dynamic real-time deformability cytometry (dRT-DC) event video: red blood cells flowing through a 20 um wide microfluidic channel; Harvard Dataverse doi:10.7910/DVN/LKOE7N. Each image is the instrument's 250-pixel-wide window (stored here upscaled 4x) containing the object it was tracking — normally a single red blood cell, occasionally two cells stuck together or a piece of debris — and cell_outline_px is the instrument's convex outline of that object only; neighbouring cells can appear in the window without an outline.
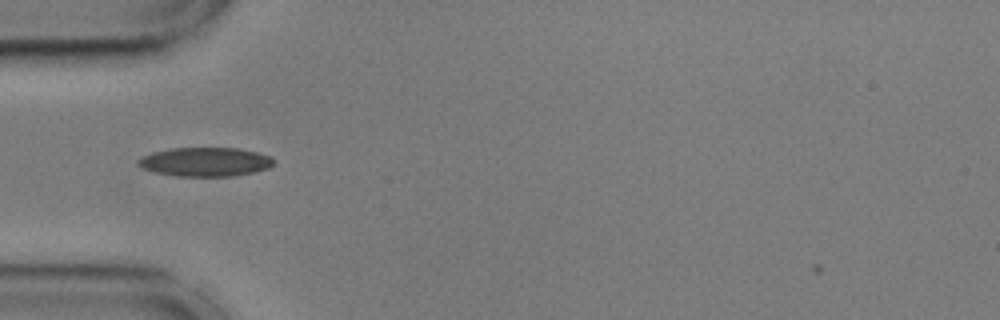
{"species": "common noctule bat (a hibernating species)", "species_latin": "Nyctalus noctula", "temperature_condition": "cold", "stored_images_in_passage": 41, "camera_frame_rate_fps": 3000, "um_per_image_px": 0.085, "animal": {"sex": "male", "body_mass_g": 17.9, "forearm_length_mm": 54.2}, "frame": {"image": 1, "passage_image": 3, "time_ms": 0.667, "image_size_px": [1000, 320], "cell_outline_px": [[272, 164], [268, 168], [252, 172], [232, 176], [176, 176], [156, 172], [144, 168], [136, 164], [136, 160], [140, 156], [152, 152], [172, 148], [240, 148], [272, 156]], "centroid_in_image_um": [17.4, 13.75], "position_along_channel_um": 67.6, "area_um2": 22.83}}
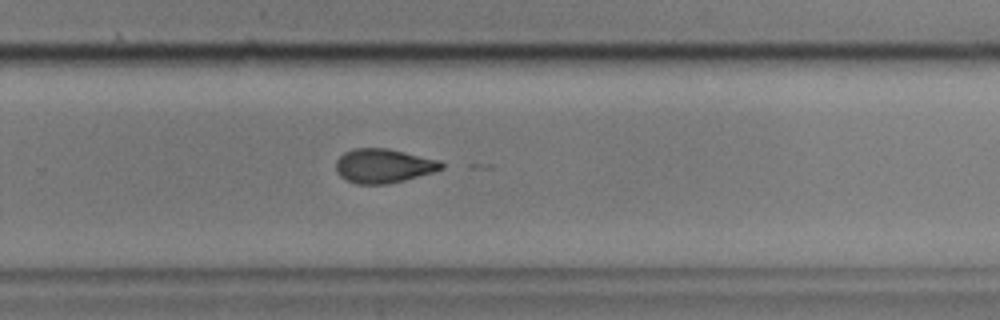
{"frame": {"image": 2, "passage_image": 22, "time_ms": 7.0, "image_size_px": [1000, 320], "cell_outline_px": [[444, 168], [432, 172], [404, 180], [388, 184], [356, 184], [340, 176], [336, 172], [336, 160], [344, 152], [352, 148], [388, 148], [440, 160], [444, 164]], "centroid_in_image_um": [32.58, 14.09], "position_along_channel_um": 297.2, "area_um2": 21.04}}
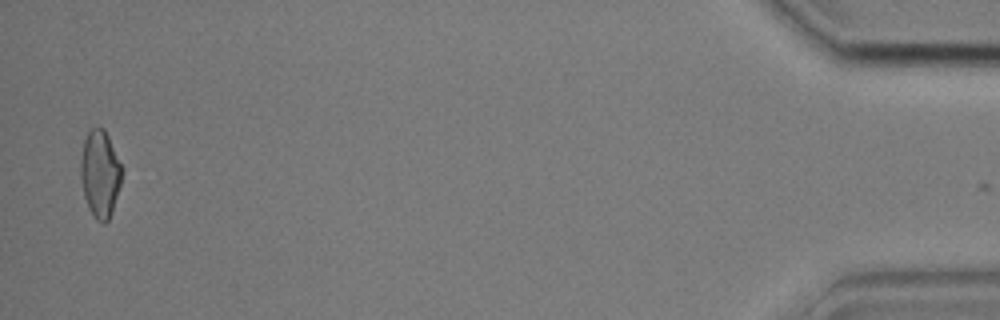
{"frame": {"image": 3, "passage_image": 40, "time_ms": 13.0, "image_size_px": [1000, 320], "cell_outline_px": [[120, 184], [112, 212], [108, 220], [104, 224], [96, 220], [88, 208], [84, 196], [80, 176], [80, 160], [84, 140], [88, 132], [92, 128], [104, 128], [108, 136], [120, 164]], "centroid_in_image_um": [8.47, 14.8], "position_along_channel_um": 426.7, "area_um2": 20.58}}